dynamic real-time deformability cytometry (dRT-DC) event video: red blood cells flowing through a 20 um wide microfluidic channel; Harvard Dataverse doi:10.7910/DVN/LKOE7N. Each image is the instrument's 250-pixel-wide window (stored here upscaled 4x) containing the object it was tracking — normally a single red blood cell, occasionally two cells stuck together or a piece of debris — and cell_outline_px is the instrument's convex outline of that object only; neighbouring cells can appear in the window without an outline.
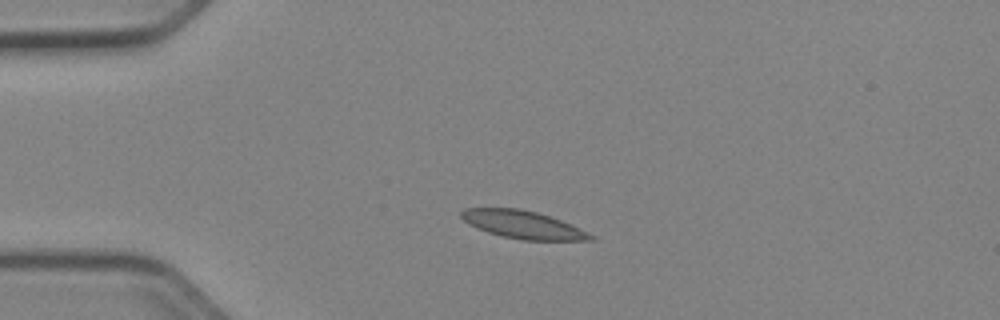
{"species": "Egyptian fruit bat (a non-hibernating species)", "species_latin": "Rousettus aegyptiacus", "temperature_condition": "cold", "stored_images_in_passage": 40, "camera_frame_rate_fps": 3000, "um_per_image_px": 0.085, "animal": {"sex": "female"}, "frame": {"image": 1, "passage_image": 1, "time_ms": 0.0, "image_size_px": [1000, 320], "cell_outline_px": [[596, 240], [524, 240], [500, 236], [488, 232], [468, 224], [460, 216], [460, 212], [464, 208], [520, 208], [536, 212], [560, 220], [588, 232], [596, 236]], "centroid_in_image_um": [44.44, 19.1], "position_along_channel_um": 40.6, "area_um2": 20.87}}
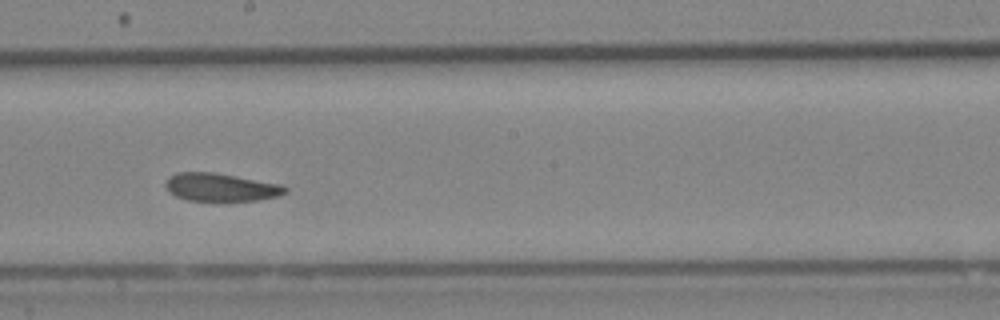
{"frame": {"image": 2, "passage_image": 18, "time_ms": 5.667, "image_size_px": [1000, 320], "cell_outline_px": [[288, 192], [280, 196], [256, 200], [188, 200], [176, 196], [168, 192], [168, 176], [176, 172], [212, 172], [280, 184], [288, 188]], "centroid_in_image_um": [18.79, 15.91], "position_along_channel_um": 229.4, "area_um2": 19.19}}
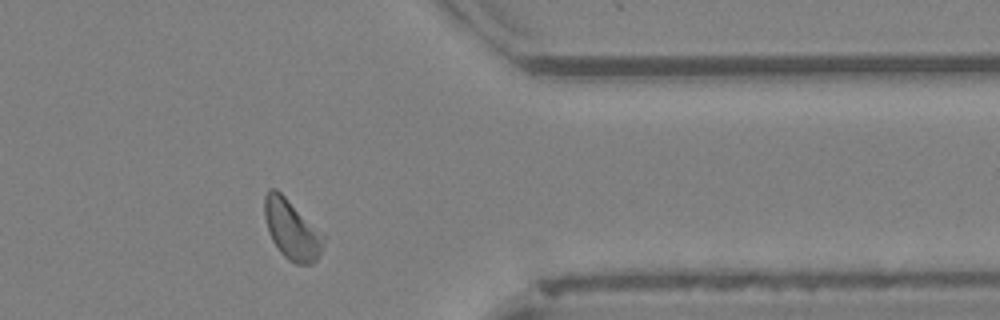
{"frame": {"image": 3, "passage_image": 31, "time_ms": 10.0, "image_size_px": [1000, 320], "cell_outline_px": [[324, 244], [316, 260], [312, 264], [296, 264], [288, 260], [280, 252], [272, 240], [268, 232], [264, 216], [264, 196], [268, 188], [276, 188], [324, 236]], "centroid_in_image_um": [24.75, 19.52], "position_along_channel_um": 386.6, "area_um2": 20.17}, "authors_computed_cell_mechanics": {"area_um2": 20.1144, "velocity_mm_per_s": 3.8971, "shape_relaxation_time_tau1_ms": 2.9082, "shape_relaxation_time_tau2_ms": 4.5097, "deformation_change_tau1": 0.0995, "deformation_change_tau2": 0.1113}}